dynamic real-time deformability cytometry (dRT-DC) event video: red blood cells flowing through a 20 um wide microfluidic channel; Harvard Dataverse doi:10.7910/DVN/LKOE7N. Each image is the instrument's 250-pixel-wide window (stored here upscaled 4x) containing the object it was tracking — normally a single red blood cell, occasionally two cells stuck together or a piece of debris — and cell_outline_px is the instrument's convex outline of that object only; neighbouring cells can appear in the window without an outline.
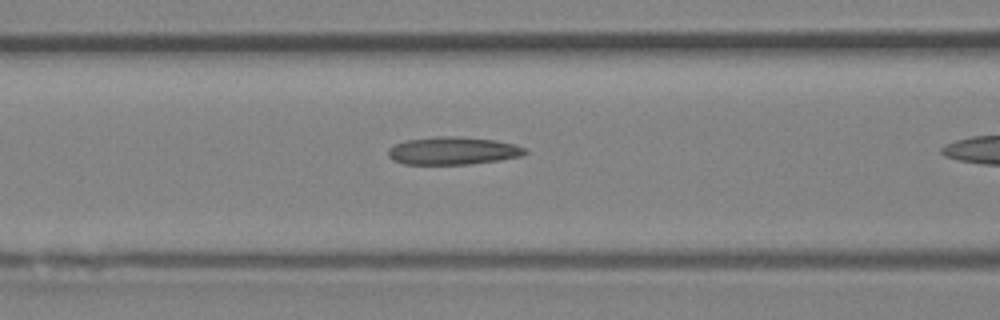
{"species": "Egyptian fruit bat (a non-hibernating species)", "species_latin": "Rousettus aegyptiacus", "temperature_condition": "room temperature", "stored_images_in_passage": 7, "camera_frame_rate_fps": 3000, "um_per_image_px": 0.085, "animal": {"sex": "female"}, "frame": {"image": 1, "passage_image": 6, "time_ms": 1.667, "image_size_px": [1000, 320], "cell_outline_px": [[528, 152], [520, 156], [500, 160], [472, 164], [404, 164], [392, 160], [388, 156], [388, 148], [396, 144], [408, 140], [436, 136], [456, 136], [496, 140], [528, 148]], "centroid_in_image_um": [38.51, 12.82], "position_along_channel_um": 128.1, "area_um2": 22.2}}